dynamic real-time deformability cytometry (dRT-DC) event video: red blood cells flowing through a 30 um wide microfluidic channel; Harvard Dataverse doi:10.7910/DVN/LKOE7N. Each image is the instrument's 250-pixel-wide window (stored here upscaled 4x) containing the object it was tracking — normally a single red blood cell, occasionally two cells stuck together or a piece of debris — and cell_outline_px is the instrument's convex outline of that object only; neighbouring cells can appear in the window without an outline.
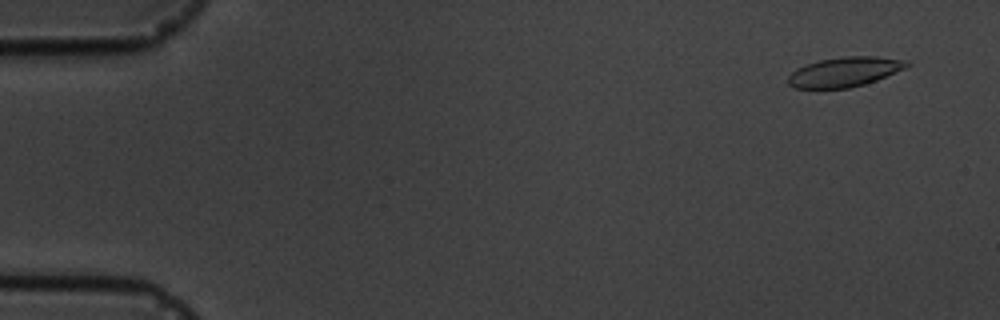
{"species": "common noctule bat (a hibernating species)", "species_latin": "Nyctalus noctula", "temperature_condition": "cold", "stored_images_in_passage": 5, "camera_frame_rate_fps": 3000, "um_per_image_px": 0.085, "animal": {"sex": "male", "body_mass_g": 19.5, "forearm_length_mm": 54.6}, "frame": {"image": 1, "passage_image": 2, "time_ms": 1.0, "image_size_px": [1000, 320], "cell_outline_px": [[912, 64], [904, 68], [876, 80], [864, 84], [848, 88], [796, 88], [788, 84], [788, 76], [796, 68], [804, 64], [820, 60], [844, 56], [876, 56], [908, 60]], "centroid_in_image_um": [71.78, 6.1], "position_along_channel_um": 13.2, "area_um2": 20.52}}